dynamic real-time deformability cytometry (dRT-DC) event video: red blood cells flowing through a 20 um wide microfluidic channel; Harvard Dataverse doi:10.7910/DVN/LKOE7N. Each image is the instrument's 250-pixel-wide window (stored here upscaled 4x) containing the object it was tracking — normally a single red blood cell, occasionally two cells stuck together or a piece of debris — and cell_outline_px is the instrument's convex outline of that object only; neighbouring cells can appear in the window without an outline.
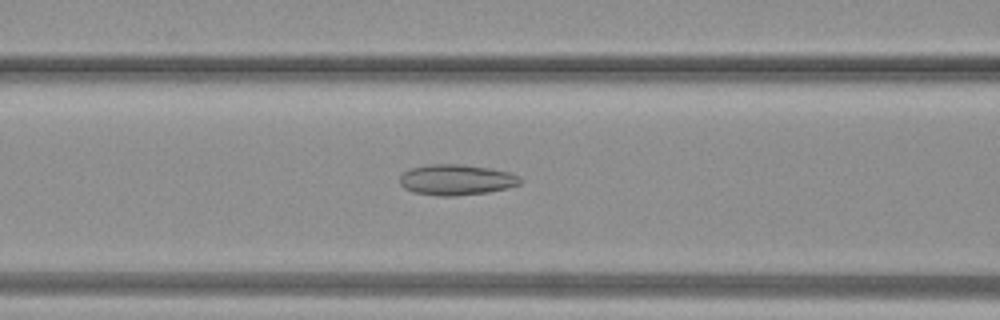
{"species": "common noctule bat (a hibernating species)", "species_latin": "Nyctalus noctula", "temperature_condition": "warm", "stored_images_in_passage": 22, "camera_frame_rate_fps": 3000, "um_per_image_px": 0.085, "animal": {"sex": "female", "body_mass_g": 19.3, "forearm_length_mm": 54.1}, "frame": {"image": 1, "passage_image": 6, "time_ms": 1.667, "image_size_px": [1000, 320], "cell_outline_px": [[520, 184], [508, 188], [488, 192], [456, 196], [436, 196], [412, 192], [404, 188], [400, 184], [400, 176], [404, 172], [412, 168], [428, 164], [460, 164], [492, 168], [508, 172], [520, 176]], "centroid_in_image_um": [38.78, 15.28], "position_along_channel_um": 127.8, "area_um2": 21.68}}
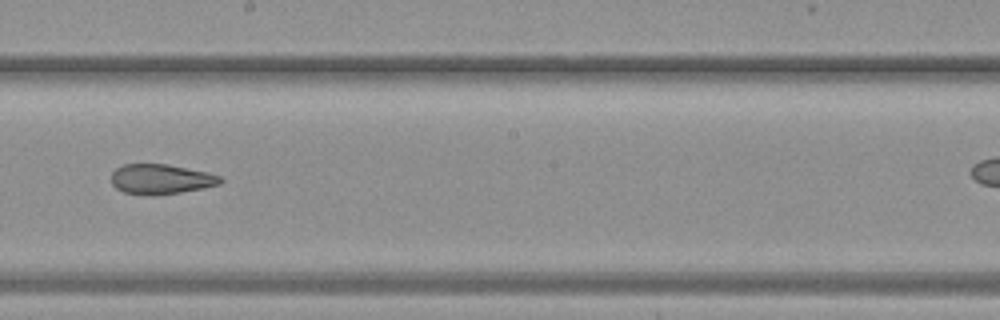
{"frame": {"image": 2, "passage_image": 12, "time_ms": 3.667, "image_size_px": [1000, 320], "cell_outline_px": [[224, 180], [220, 184], [204, 188], [156, 196], [152, 196], [124, 192], [116, 188], [112, 184], [112, 172], [116, 168], [124, 164], [168, 164], [208, 172], [220, 176]], "centroid_in_image_um": [13.69, 15.23], "position_along_channel_um": 234.5, "area_um2": 19.19}}
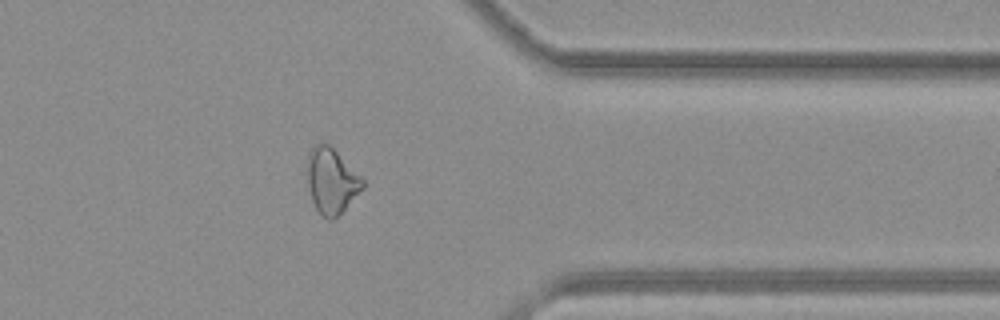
{"frame": {"image": 3, "passage_image": 21, "time_ms": 6.667, "image_size_px": [1000, 320], "cell_outline_px": [[364, 188], [332, 220], [328, 220], [316, 208], [312, 200], [308, 188], [308, 152], [320, 140], [328, 144], [364, 180]], "centroid_in_image_um": [28.16, 15.35], "position_along_channel_um": 383.2, "area_um2": 20.58}}